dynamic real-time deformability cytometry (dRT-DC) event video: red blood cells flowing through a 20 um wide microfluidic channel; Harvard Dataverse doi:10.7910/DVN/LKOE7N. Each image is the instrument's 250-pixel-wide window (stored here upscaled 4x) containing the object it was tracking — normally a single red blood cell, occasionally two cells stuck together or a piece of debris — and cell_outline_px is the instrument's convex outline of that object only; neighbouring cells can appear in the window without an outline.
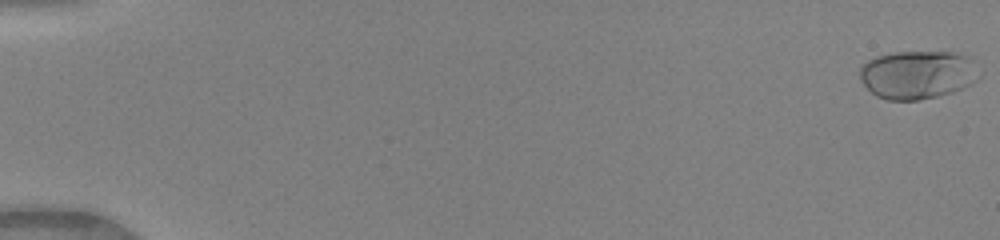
{"species": "human", "species_latin": "Homo sapiens", "temperature_condition": "warm", "stored_images_in_passage": 51, "camera_frame_rate_fps": 3000, "um_per_image_px": 0.085, "donor": {"sex": "female"}, "frame": {"image": 1, "passage_image": 1, "time_ms": 0.0, "image_size_px": [1000, 240], "cell_outline_px": [[980, 76], [972, 84], [952, 92], [920, 100], [888, 100], [876, 96], [860, 80], [860, 64], [876, 56], [892, 52], [952, 52], [968, 56]], "centroid_in_image_um": [77.96, 6.34], "position_along_channel_um": 7.0, "area_um2": 33.64}}
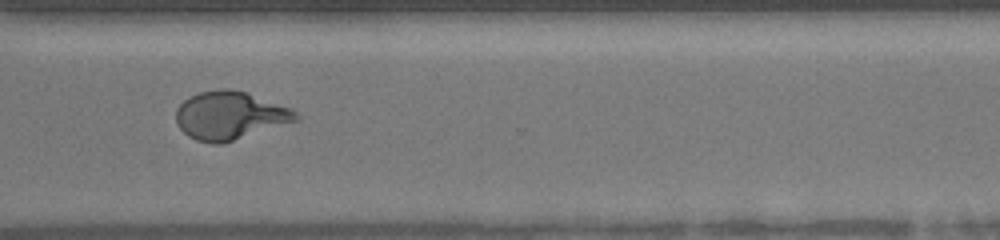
{"frame": {"image": 2, "passage_image": 39, "time_ms": 12.667, "image_size_px": [1000, 240], "cell_outline_px": [[300, 120], [220, 144], [212, 144], [196, 140], [188, 136], [176, 124], [176, 108], [184, 100], [200, 92], [220, 88], [224, 88], [244, 92], [292, 108], [300, 116]], "centroid_in_image_um": [19.54, 9.83], "position_along_channel_um": 351.1, "area_um2": 33.47}}
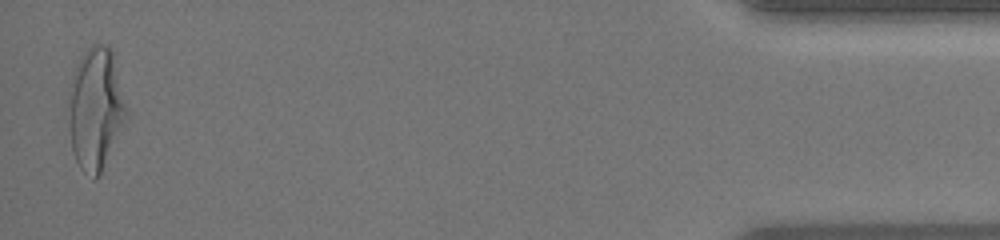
{"frame": {"image": 3, "passage_image": 50, "time_ms": 16.333, "image_size_px": [1000, 240], "cell_outline_px": [[128, 112], [100, 176], [96, 180], [92, 180], [80, 168], [72, 152], [64, 108], [68, 88], [72, 72], [80, 56], [92, 44], [108, 44], [112, 48]], "centroid_in_image_um": [8.05, 9.23], "position_along_channel_um": 427.2, "area_um2": 42.48}, "authors_computed_cell_mechanics": {"area_um2": 32.2524, "velocity_mm_per_s": 4.1083, "shape_relaxation_time_tau1_ms": 4.6471, "shape_relaxation_time_tau2_ms": null, "deformation_change_tau1": 0.1988, "deformation_change_tau2": null}}